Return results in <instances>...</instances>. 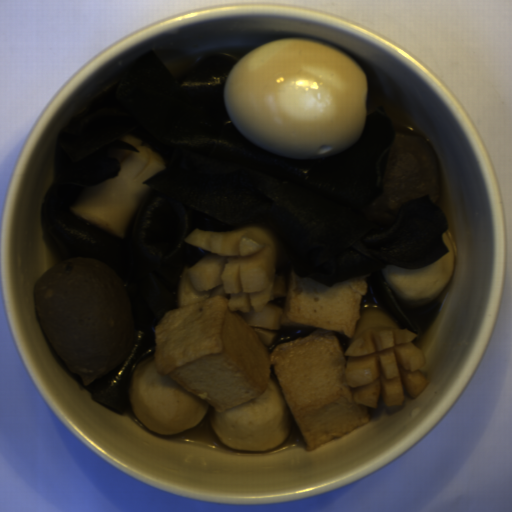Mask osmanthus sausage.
Masks as SVG:
<instances>
[{
	"instance_id": "341b10c4",
	"label": "osmanthus sausage",
	"mask_w": 512,
	"mask_h": 512,
	"mask_svg": "<svg viewBox=\"0 0 512 512\" xmlns=\"http://www.w3.org/2000/svg\"><path fill=\"white\" fill-rule=\"evenodd\" d=\"M136 150L112 148L120 163L116 176L87 187L68 208L77 217L121 239L126 236L150 188L143 182L166 167L162 155L140 138L124 136Z\"/></svg>"
},
{
	"instance_id": "d35146e8",
	"label": "osmanthus sausage",
	"mask_w": 512,
	"mask_h": 512,
	"mask_svg": "<svg viewBox=\"0 0 512 512\" xmlns=\"http://www.w3.org/2000/svg\"><path fill=\"white\" fill-rule=\"evenodd\" d=\"M184 242L207 254L178 278V308L213 296L227 298L264 346L277 339L284 307L269 303L286 296L285 276L276 273L287 253L279 235L260 222L244 223L232 231L195 228ZM270 329L274 331H267Z\"/></svg>"
},
{
	"instance_id": "a09e9dec",
	"label": "osmanthus sausage",
	"mask_w": 512,
	"mask_h": 512,
	"mask_svg": "<svg viewBox=\"0 0 512 512\" xmlns=\"http://www.w3.org/2000/svg\"><path fill=\"white\" fill-rule=\"evenodd\" d=\"M417 335L401 329L381 305H362L343 353L349 356L346 375L356 403L377 409L382 396L388 407L402 406L404 387L412 398L427 388L429 379L421 371L426 356L412 344Z\"/></svg>"
}]
</instances>
